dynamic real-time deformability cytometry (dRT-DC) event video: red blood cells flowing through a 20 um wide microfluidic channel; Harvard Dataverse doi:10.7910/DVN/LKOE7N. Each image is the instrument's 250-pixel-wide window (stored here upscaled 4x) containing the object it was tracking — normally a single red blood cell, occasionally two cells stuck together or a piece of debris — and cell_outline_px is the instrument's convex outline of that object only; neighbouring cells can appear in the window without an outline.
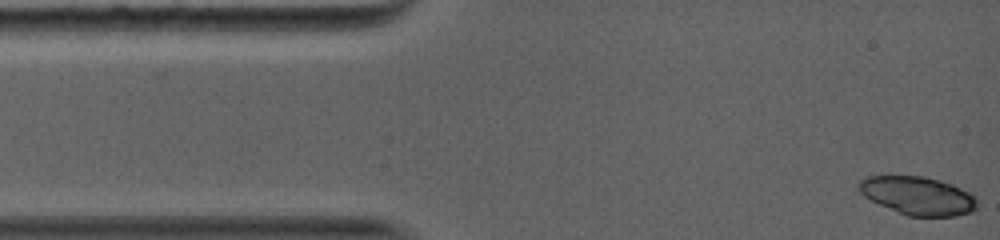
{"species": "common noctule bat (a hibernating species)", "species_latin": "Nyctalus noctula", "temperature_condition": "warm", "stored_images_in_passage": 4, "camera_frame_rate_fps": 5000, "um_per_image_px": 0.085, "animal": {"sex": "female", "body_mass_g": 19.0, "forearm_length_mm": 56.7}, "frame": {"image": 1, "passage_image": 1, "time_ms": 0.0, "image_size_px": [1000, 240], "cell_outline_px": [[976, 208], [972, 212], [956, 216], [908, 216], [880, 204], [864, 196], [856, 188], [860, 180], [868, 176], [924, 176], [940, 180], [952, 184], [976, 196]], "centroid_in_image_um": [78.02, 16.63], "position_along_channel_um": 7.0, "area_um2": 26.3}}